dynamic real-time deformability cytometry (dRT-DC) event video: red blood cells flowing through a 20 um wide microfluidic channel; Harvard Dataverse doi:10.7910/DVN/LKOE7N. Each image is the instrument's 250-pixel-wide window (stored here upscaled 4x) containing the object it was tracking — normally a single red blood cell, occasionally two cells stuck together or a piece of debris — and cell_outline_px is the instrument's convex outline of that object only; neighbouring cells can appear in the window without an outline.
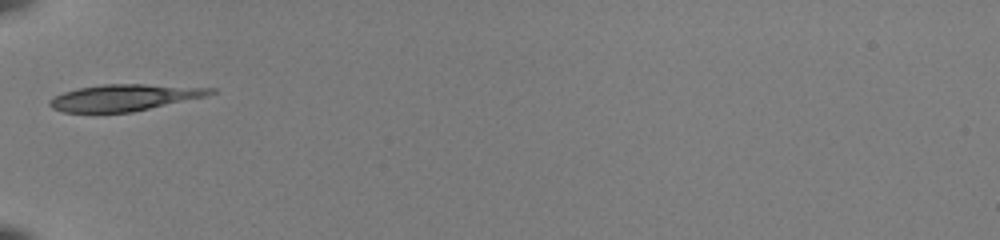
{"species": "common noctule bat (a hibernating species)", "species_latin": "Nyctalus noctula", "temperature_condition": "room temperature", "stored_images_in_passage": 33, "camera_frame_rate_fps": 3000, "um_per_image_px": 0.085, "animal": {"sex": "female", "body_mass_g": 22.0, "forearm_length_mm": 56.7}, "frame": {"image": 1, "passage_image": 1, "time_ms": 0.0, "image_size_px": [1000, 240], "cell_outline_px": [[216, 92], [204, 96], [132, 112], [64, 112], [52, 108], [48, 104], [48, 100], [64, 92], [80, 88], [100, 84], [144, 84], [216, 88]], "centroid_in_image_um": [10.54, 8.29], "position_along_channel_um": 74.5, "area_um2": 24.51}}
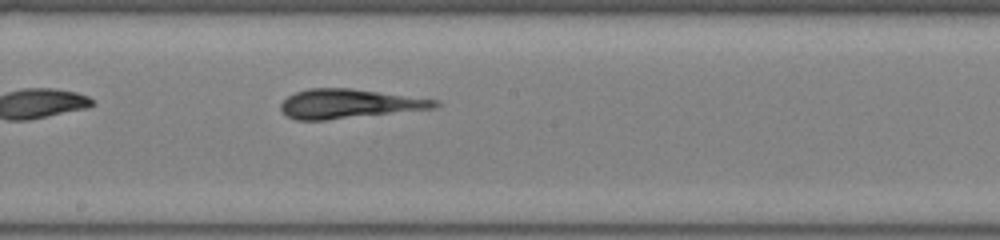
{"frame": {"image": 2, "passage_image": 12, "time_ms": 3.667, "image_size_px": [1000, 240], "cell_outline_px": [[440, 104], [436, 108], [324, 120], [296, 120], [288, 116], [280, 108], [280, 104], [288, 96], [296, 92], [308, 88], [352, 88], [440, 100]], "centroid_in_image_um": [29.68, 8.81], "position_along_channel_um": 218.5, "area_um2": 26.13}}
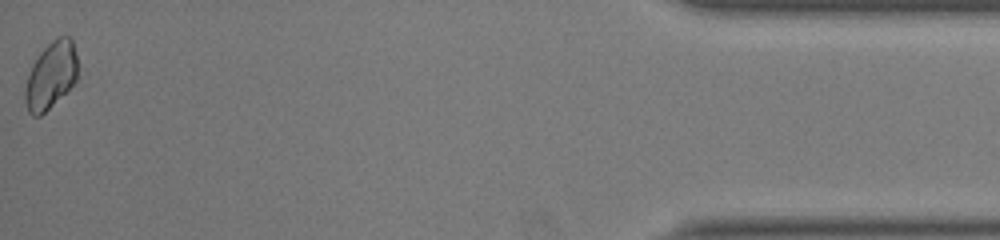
{"frame": {"image": 3, "passage_image": 33, "time_ms": 10.667, "image_size_px": [1000, 240], "cell_outline_px": [[76, 80], [40, 116], [32, 116], [28, 112], [24, 100], [24, 88], [32, 64], [40, 52], [52, 40], [60, 36], [68, 36], [72, 40], [76, 52]], "centroid_in_image_um": [4.29, 6.39], "position_along_channel_um": 430.9, "area_um2": 20.11}}